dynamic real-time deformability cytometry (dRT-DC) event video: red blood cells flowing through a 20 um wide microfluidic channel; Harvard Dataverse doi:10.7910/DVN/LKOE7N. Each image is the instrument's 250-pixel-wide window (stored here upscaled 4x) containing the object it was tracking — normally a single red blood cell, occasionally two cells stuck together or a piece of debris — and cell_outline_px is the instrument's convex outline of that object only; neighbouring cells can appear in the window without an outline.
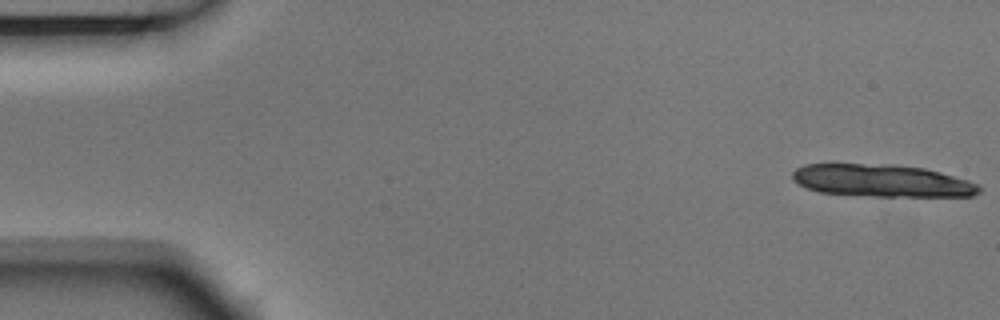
{"species": "Egyptian fruit bat (a non-hibernating species)", "species_latin": "Rousettus aegyptiacus", "temperature_condition": "room temperature", "stored_images_in_passage": 7, "camera_frame_rate_fps": 3000, "um_per_image_px": 0.085, "animal": {"sex": "male"}, "frame": {"image": 1, "passage_image": 1, "time_ms": 0.0, "image_size_px": [1000, 320], "cell_outline_px": [[980, 192], [972, 196], [868, 196], [820, 192], [808, 188], [800, 184], [792, 176], [792, 172], [796, 168], [804, 164], [832, 160], [896, 164], [924, 168], [940, 172], [968, 180], [976, 184], [980, 188]], "centroid_in_image_um": [74.85, 15.29], "position_along_channel_um": 10.2, "area_um2": 36.47}}
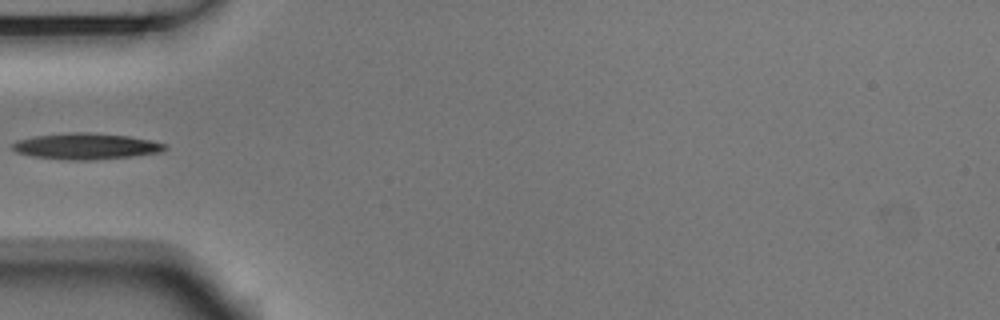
{"frame": {"image": 2, "passage_image": 6, "time_ms": 1.667, "image_size_px": [1000, 320], "cell_outline_px": [[168, 148], [164, 152], [132, 156], [92, 160], [68, 160], [32, 156], [16, 152], [12, 148], [12, 144], [16, 140], [32, 136], [72, 132], [84, 132], [128, 136], [168, 144]], "centroid_in_image_um": [7.32, 12.43], "position_along_channel_um": 77.7, "area_um2": 23.29}}
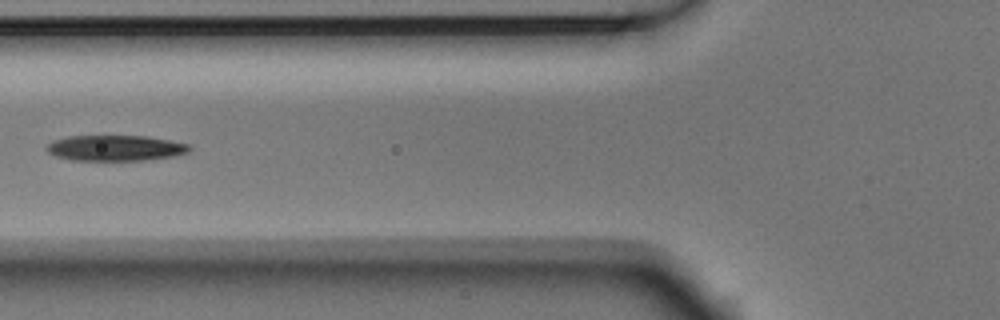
{"frame": {"image": 3, "passage_image": 7, "time_ms": 2.0, "image_size_px": [1000, 320], "cell_outline_px": [[192, 148], [188, 152], [176, 156], [144, 160], [72, 160], [56, 156], [48, 152], [48, 144], [52, 140], [68, 136], [148, 136], [188, 144]], "centroid_in_image_um": [9.83, 12.58], "position_along_channel_um": 116.0, "area_um2": 21.27}}